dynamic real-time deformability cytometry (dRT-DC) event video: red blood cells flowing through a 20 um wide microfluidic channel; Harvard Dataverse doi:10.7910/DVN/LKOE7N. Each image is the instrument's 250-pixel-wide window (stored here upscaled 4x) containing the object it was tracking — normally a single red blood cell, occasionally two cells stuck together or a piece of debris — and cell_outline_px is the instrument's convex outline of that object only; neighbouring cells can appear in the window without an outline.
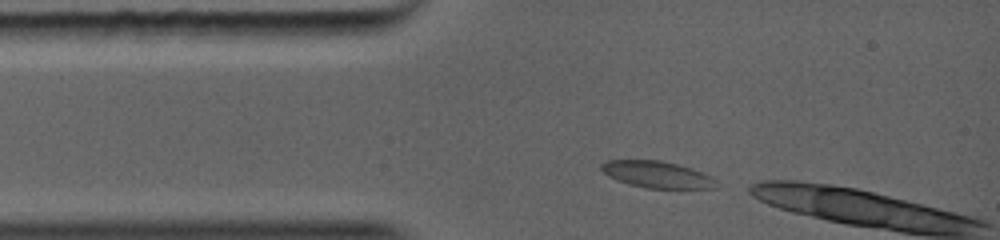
{"species": "common noctule bat (a hibernating species)", "species_latin": "Nyctalus noctula", "temperature_condition": "warm", "stored_images_in_passage": 9, "camera_frame_rate_fps": 5000, "um_per_image_px": 0.085, "animal": {"sex": "female", "body_mass_g": 19.0, "forearm_length_mm": 56.7}, "frame": {"image": 1, "passage_image": 1, "time_ms": 0.0, "image_size_px": [1000, 240], "cell_outline_px": [[716, 188], [644, 188], [628, 184], [616, 180], [608, 176], [600, 168], [600, 164], [604, 160], [660, 160], [680, 164], [692, 168], [712, 176], [716, 180]], "centroid_in_image_um": [55.83, 14.82], "position_along_channel_um": 29.2, "area_um2": 18.09}}
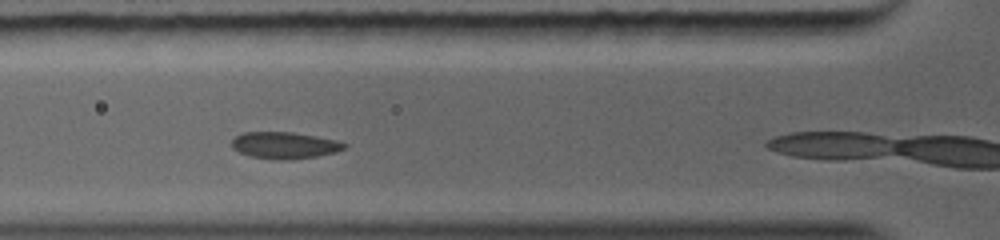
{"frame": {"image": 2, "passage_image": 6, "time_ms": 1.8, "image_size_px": [1000, 240], "cell_outline_px": [[348, 148], [336, 152], [316, 156], [292, 160], [272, 160], [248, 156], [236, 152], [232, 148], [232, 140], [236, 136], [248, 132], [284, 132], [332, 140], [348, 144]], "centroid_in_image_um": [24.13, 12.39], "position_along_channel_um": 101.7, "area_um2": 17.34}}